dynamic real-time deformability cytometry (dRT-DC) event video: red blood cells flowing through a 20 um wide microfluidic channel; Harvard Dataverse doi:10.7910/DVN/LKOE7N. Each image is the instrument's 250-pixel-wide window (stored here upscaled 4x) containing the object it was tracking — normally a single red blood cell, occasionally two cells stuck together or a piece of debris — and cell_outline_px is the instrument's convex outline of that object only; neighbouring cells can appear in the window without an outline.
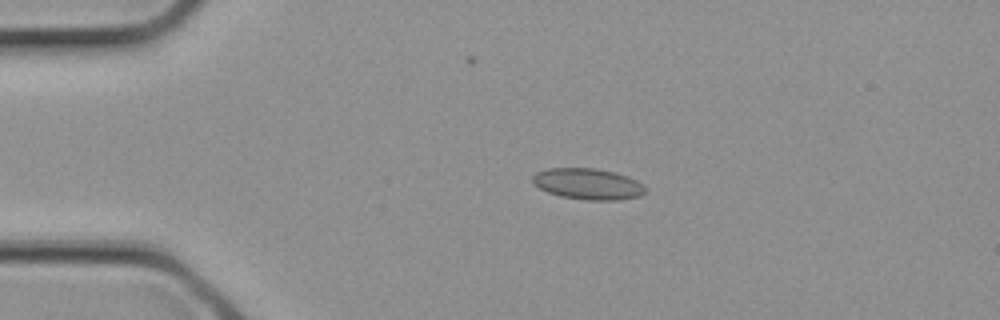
{"species": "common noctule bat (a hibernating species)", "species_latin": "Nyctalus noctula", "temperature_condition": "cold", "stored_images_in_passage": 1, "camera_frame_rate_fps": 3000, "um_per_image_px": 0.085, "animal": {"sex": "female", "body_mass_g": 21.9}, "frame": {"image": 1, "passage_image": 1, "time_ms": 0.0, "image_size_px": [1000, 320], "cell_outline_px": [[648, 192], [640, 196], [620, 200], [588, 200], [560, 196], [548, 192], [532, 184], [532, 176], [536, 172], [548, 168], [596, 168], [616, 172], [628, 176], [644, 184], [648, 188]], "centroid_in_image_um": [50.02, 15.63], "position_along_channel_um": 35.0, "area_um2": 20.81}}